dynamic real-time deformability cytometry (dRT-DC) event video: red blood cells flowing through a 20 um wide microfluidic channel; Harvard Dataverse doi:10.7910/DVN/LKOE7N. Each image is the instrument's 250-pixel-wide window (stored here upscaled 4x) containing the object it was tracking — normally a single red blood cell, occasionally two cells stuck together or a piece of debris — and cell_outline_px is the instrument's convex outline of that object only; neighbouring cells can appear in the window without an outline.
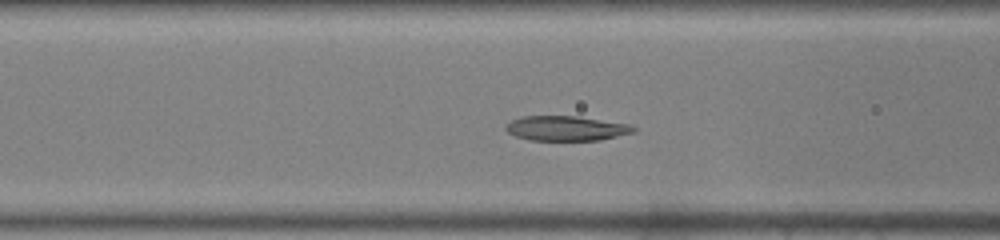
{"species": "common noctule bat (a hibernating species)", "species_latin": "Nyctalus noctula", "temperature_condition": "warm", "stored_images_in_passage": 40, "camera_frame_rate_fps": 3000, "um_per_image_px": 0.085, "animal": {"sex": "male", "body_mass_g": 19.0, "forearm_length_mm": 50.8}, "frame": {"image": 1, "passage_image": 13, "time_ms": 4.0, "image_size_px": [1000, 240], "cell_outline_px": [[636, 132], [600, 140], [528, 140], [516, 136], [508, 132], [504, 128], [512, 120], [520, 116], [576, 116], [632, 124], [636, 128]], "centroid_in_image_um": [48.17, 10.9], "position_along_channel_um": 118.4, "area_um2": 18.55}}
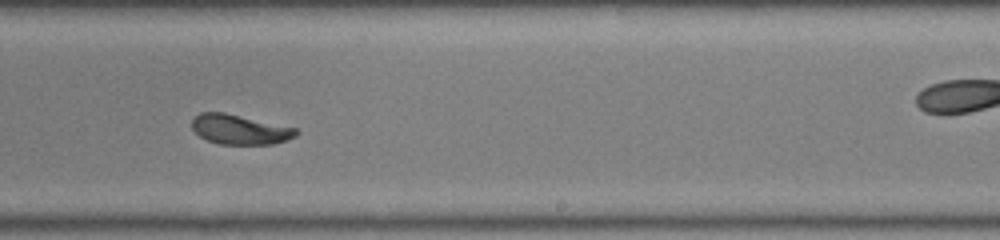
{"frame": {"image": 2, "passage_image": 23, "time_ms": 7.333, "image_size_px": [1000, 240], "cell_outline_px": [[300, 132], [296, 136], [288, 140], [272, 144], [220, 144], [208, 140], [200, 136], [192, 128], [192, 120], [200, 112], [224, 112], [296, 128]], "centroid_in_image_um": [20.4, 11.0], "position_along_channel_um": 268.6, "area_um2": 17.98}}
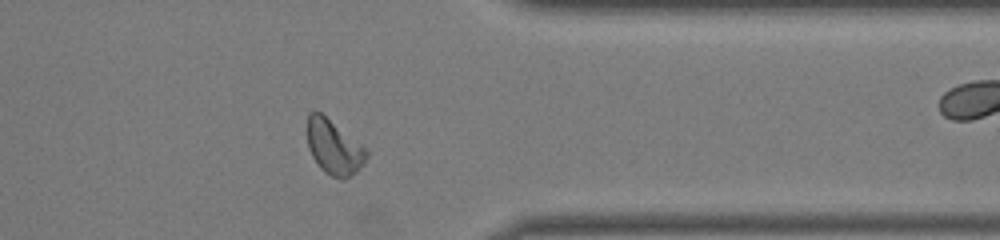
{"frame": {"image": 3, "passage_image": 31, "time_ms": 10.0, "image_size_px": [1000, 240], "cell_outline_px": [[368, 156], [364, 164], [356, 172], [344, 180], [340, 180], [324, 172], [320, 168], [312, 156], [308, 148], [308, 112], [320, 112], [364, 148], [368, 152]], "centroid_in_image_um": [28.37, 12.57], "position_along_channel_um": 383.0, "area_um2": 18.44}}